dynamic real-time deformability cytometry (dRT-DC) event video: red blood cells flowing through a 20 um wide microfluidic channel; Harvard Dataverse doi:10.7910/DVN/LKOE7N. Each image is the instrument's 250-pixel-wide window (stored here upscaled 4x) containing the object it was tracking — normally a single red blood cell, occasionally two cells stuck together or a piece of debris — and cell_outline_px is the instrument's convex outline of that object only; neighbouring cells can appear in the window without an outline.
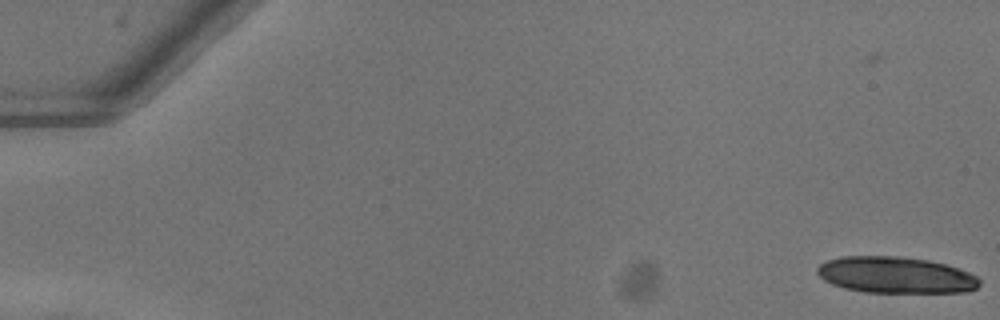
{"species": "common noctule bat (a hibernating species)", "species_latin": "Nyctalus noctula", "temperature_condition": "warm", "stored_images_in_passage": 6, "camera_frame_rate_fps": 3000, "um_per_image_px": 0.085, "animal": {"sex": "female"}, "frame": {"image": 1, "passage_image": 6, "time_ms": 1.667, "image_size_px": [1000, 320], "cell_outline_px": [[980, 284], [976, 288], [968, 292], [864, 292], [844, 288], [832, 284], [824, 280], [816, 272], [816, 268], [820, 264], [828, 260], [840, 256], [900, 256], [928, 260], [960, 268], [976, 276], [980, 280]], "centroid_in_image_um": [76.12, 23.37], "position_along_channel_um": 8.9, "area_um2": 34.51}}